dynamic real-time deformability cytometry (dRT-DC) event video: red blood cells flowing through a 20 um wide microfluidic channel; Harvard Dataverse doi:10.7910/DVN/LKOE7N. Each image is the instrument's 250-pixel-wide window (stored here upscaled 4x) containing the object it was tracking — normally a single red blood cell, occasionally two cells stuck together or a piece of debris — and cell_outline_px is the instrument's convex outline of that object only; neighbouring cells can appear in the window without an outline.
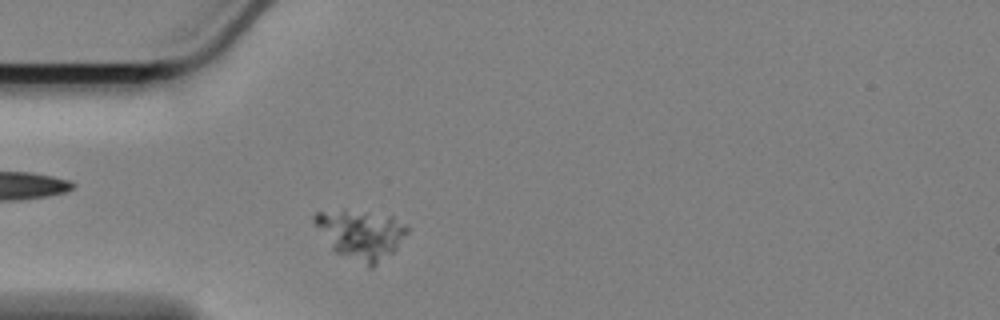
{"species": "Egyptian fruit bat (a non-hibernating species)", "species_latin": "Rousettus aegyptiacus", "temperature_condition": "cold", "stored_images_in_passage": 47, "camera_frame_rate_fps": 3000, "um_per_image_px": 0.085, "animal": {"sex": "female"}, "frame": {"image": 1, "passage_image": 4, "time_ms": 1.0, "image_size_px": [1000, 320], "cell_outline_px": [[408, 232], [396, 248], [392, 252], [372, 268], [368, 268], [336, 252], [332, 248], [312, 220], [312, 216], [316, 212], [344, 212], [392, 216], [404, 224], [408, 228]], "centroid_in_image_um": [30.69, 19.98], "position_along_channel_um": 54.3, "area_um2": 25.61}}
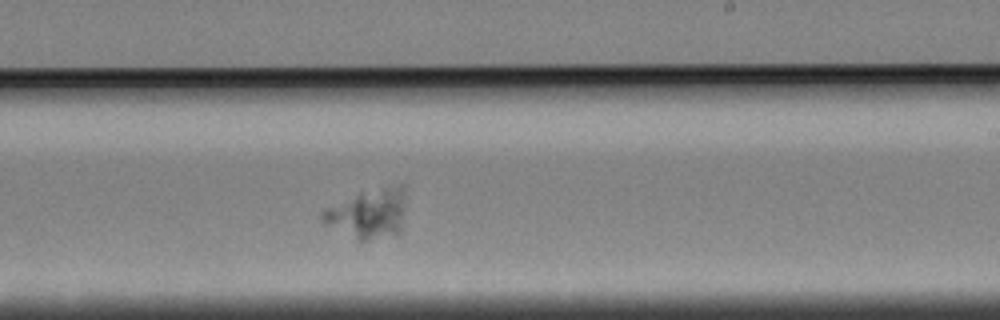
{"frame": {"image": 2, "passage_image": 23, "time_ms": 7.333, "image_size_px": [1000, 320], "cell_outline_px": [[404, 208], [400, 232], [396, 236], [368, 240], [356, 240], [324, 224], [320, 220], [320, 212], [324, 208], [360, 192], [400, 184], [404, 188]], "centroid_in_image_um": [31.27, 18.18], "position_along_channel_um": 257.7, "area_um2": 24.33}}
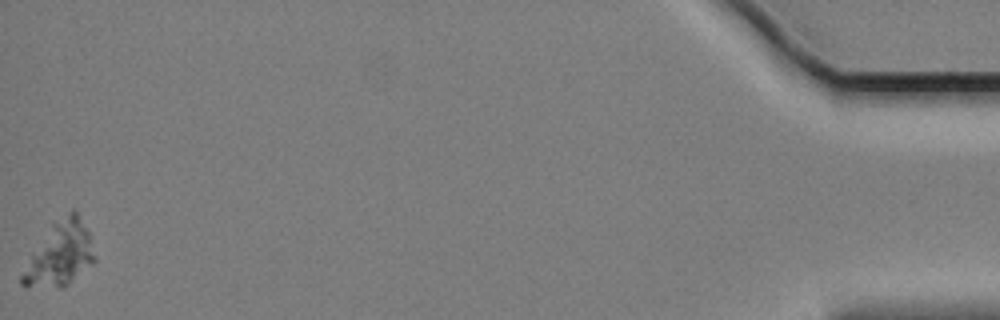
{"frame": {"image": 3, "passage_image": 47, "time_ms": 15.333, "image_size_px": [1000, 320], "cell_outline_px": [[96, 260], [92, 264], [64, 288], [60, 288], [20, 284], [20, 276], [32, 256], [52, 224], [72, 208], [76, 208], [88, 232], [96, 256]], "centroid_in_image_um": [5.16, 21.59], "position_along_channel_um": 430.0, "area_um2": 26.24}}